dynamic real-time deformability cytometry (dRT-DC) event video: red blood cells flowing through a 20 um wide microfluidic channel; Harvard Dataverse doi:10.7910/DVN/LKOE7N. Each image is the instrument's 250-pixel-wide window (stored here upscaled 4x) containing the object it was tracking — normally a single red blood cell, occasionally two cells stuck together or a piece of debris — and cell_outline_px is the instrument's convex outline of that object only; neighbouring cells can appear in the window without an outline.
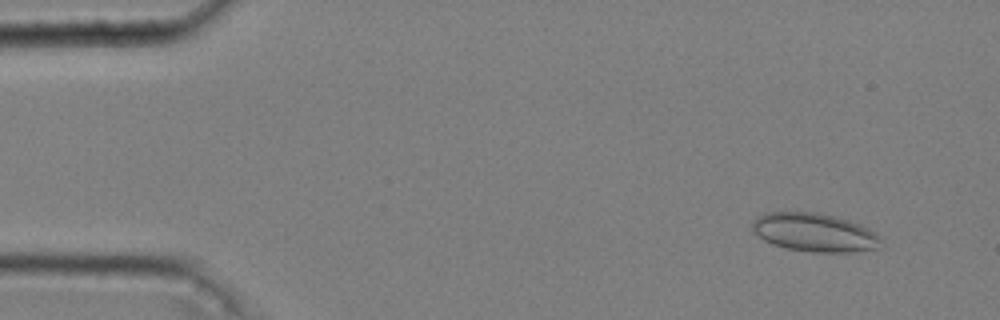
{"species": "common noctule bat (a hibernating species)", "species_latin": "Nyctalus noctula", "temperature_condition": "cold", "stored_images_in_passage": 53, "camera_frame_rate_fps": 3000, "um_per_image_px": 0.085, "animal": {"sex": "male", "body_mass_g": 20.4}, "frame": {"image": 1, "passage_image": 5, "time_ms": 1.333, "image_size_px": [1000, 320], "cell_outline_px": [[880, 240], [876, 248], [852, 252], [812, 252], [788, 248], [772, 244], [764, 240], [752, 232], [752, 224], [756, 216], [764, 212], [816, 212], [848, 220], [860, 224], [868, 228], [880, 236]], "centroid_in_image_um": [69.17, 19.75], "position_along_channel_um": 15.8, "area_um2": 28.73}}
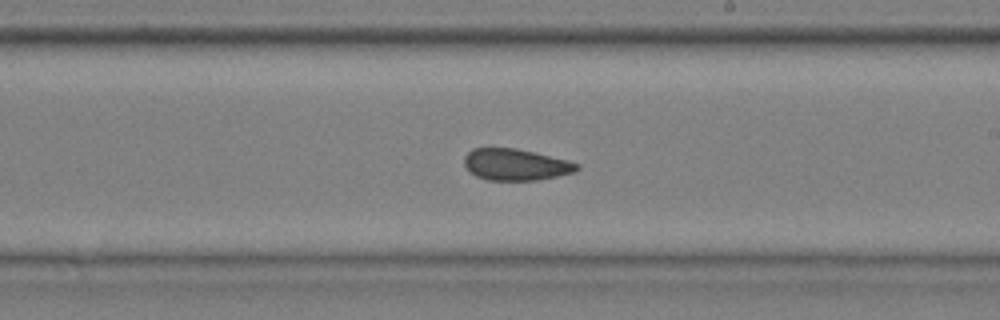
{"frame": {"image": 2, "passage_image": 32, "time_ms": 10.333, "image_size_px": [1000, 320], "cell_outline_px": [[580, 168], [576, 172], [536, 180], [488, 180], [476, 176], [464, 164], [464, 156], [472, 148], [516, 148], [568, 160], [580, 164]], "centroid_in_image_um": [43.85, 13.98], "position_along_channel_um": 245.1, "area_um2": 20.63}}
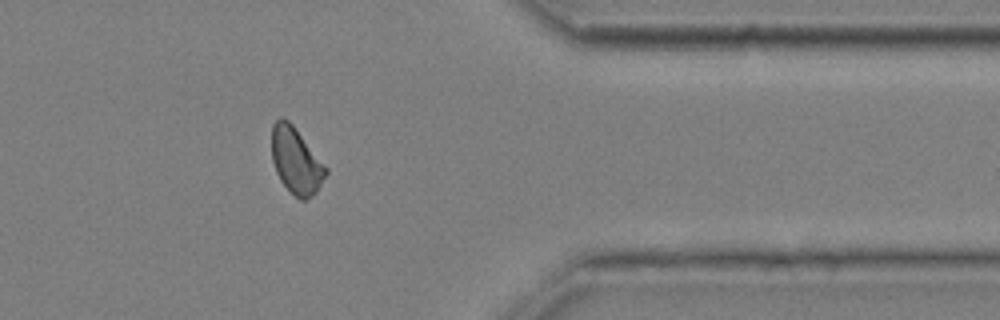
{"frame": {"image": 3, "passage_image": 45, "time_ms": 14.667, "image_size_px": [1000, 320], "cell_outline_px": [[328, 172], [316, 192], [312, 196], [304, 200], [300, 200], [280, 180], [276, 172], [272, 160], [272, 124], [280, 116], [288, 120], [292, 124], [328, 168]], "centroid_in_image_um": [25.16, 13.65], "position_along_channel_um": 386.2, "area_um2": 20.69}, "authors_computed_cell_mechanics": {"area_um2": 21.5016, "velocity_mm_per_s": 3.6271, "shape_relaxation_time_tau1_ms": null, "shape_relaxation_time_tau2_ms": 3.1209, "deformation_change_tau1": null, "deformation_change_tau2": 0.0744}}